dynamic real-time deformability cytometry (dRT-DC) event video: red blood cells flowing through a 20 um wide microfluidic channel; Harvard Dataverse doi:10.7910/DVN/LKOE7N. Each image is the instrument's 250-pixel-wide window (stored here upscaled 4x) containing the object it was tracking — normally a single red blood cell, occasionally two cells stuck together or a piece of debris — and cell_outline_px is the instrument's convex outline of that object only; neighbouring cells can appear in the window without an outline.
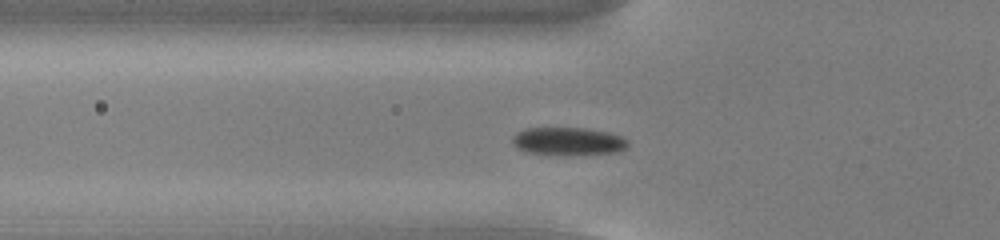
{"species": "common noctule bat (a hibernating species)", "species_latin": "Nyctalus noctula", "temperature_condition": "cold", "stored_images_in_passage": 47, "camera_frame_rate_fps": 3000, "um_per_image_px": 0.085, "animal": {"sex": "male", "body_mass_g": 13.0, "forearm_length_mm": 53.1}, "frame": {"image": 1, "passage_image": 12, "time_ms": 3.667, "image_size_px": [1000, 240], "cell_outline_px": [[628, 148], [620, 152], [572, 156], [524, 152], [516, 148], [512, 140], [512, 136], [516, 132], [528, 128], [584, 128], [608, 132], [620, 136], [628, 140]], "centroid_in_image_um": [48.31, 12.03], "position_along_channel_um": 77.5, "area_um2": 19.25}}
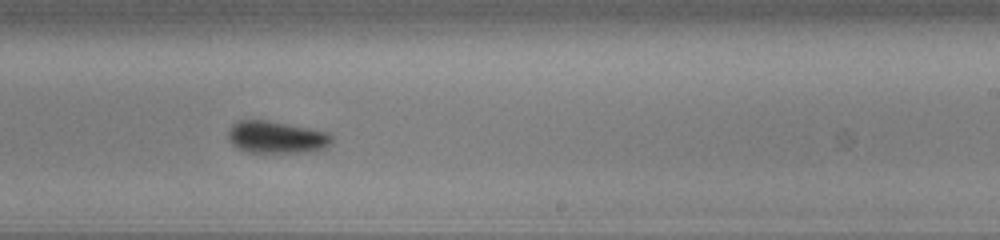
{"frame": {"image": 2, "passage_image": 27, "time_ms": 8.667, "image_size_px": [1000, 240], "cell_outline_px": [[332, 144], [324, 148], [308, 152], [252, 152], [240, 148], [232, 144], [228, 136], [228, 132], [232, 124], [236, 120], [268, 120], [328, 132], [332, 136]], "centroid_in_image_um": [23.51, 11.65], "position_along_channel_um": 265.5, "area_um2": 19.31}}
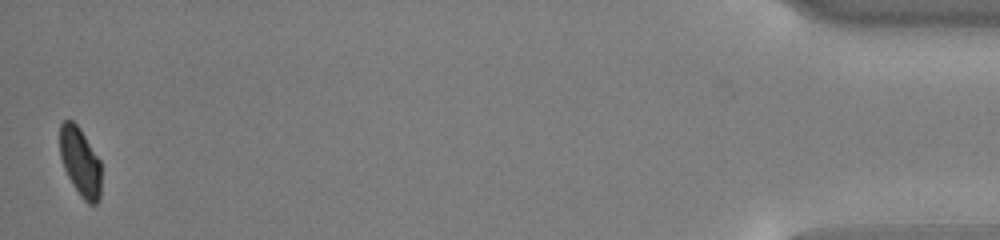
{"frame": {"image": 3, "passage_image": 47, "time_ms": 15.333, "image_size_px": [1000, 240], "cell_outline_px": [[100, 200], [96, 204], [88, 204], [80, 196], [72, 184], [64, 168], [60, 156], [60, 124], [64, 120], [72, 120], [80, 128], [100, 160]], "centroid_in_image_um": [6.82, 13.77], "position_along_channel_um": 428.4, "area_um2": 16.59}, "authors_computed_cell_mechanics": {"area_um2": 18.6694, "velocity_mm_per_s": 3.7625, "shape_relaxation_time_tau1_ms": 2.0724, "shape_relaxation_time_tau2_ms": null, "deformation_change_tau1": 0.0734, "deformation_change_tau2": null}}